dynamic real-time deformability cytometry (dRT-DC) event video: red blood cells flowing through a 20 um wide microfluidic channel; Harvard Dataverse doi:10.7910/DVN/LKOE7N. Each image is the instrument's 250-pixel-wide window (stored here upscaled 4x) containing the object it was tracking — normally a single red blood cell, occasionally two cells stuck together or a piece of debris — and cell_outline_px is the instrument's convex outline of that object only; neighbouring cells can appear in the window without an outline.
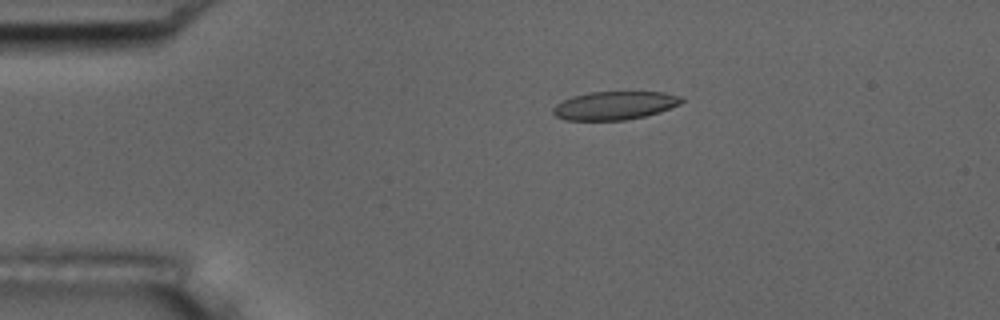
{"species": "common noctule bat (a hibernating species)", "species_latin": "Nyctalus noctula", "temperature_condition": "room temperature", "stored_images_in_passage": 54, "camera_frame_rate_fps": 3000, "um_per_image_px": 0.085, "animal": {"sex": "male", "body_mass_g": 17.5, "forearm_length_mm": 52.3}, "frame": {"image": 1, "passage_image": 11, "time_ms": 3.333, "image_size_px": [1000, 320], "cell_outline_px": [[684, 100], [680, 104], [660, 112], [644, 116], [624, 120], [564, 120], [556, 116], [552, 112], [552, 108], [556, 104], [572, 96], [588, 92], [664, 92], [680, 96]], "centroid_in_image_um": [52.23, 8.97], "position_along_channel_um": 32.8, "area_um2": 21.21}}
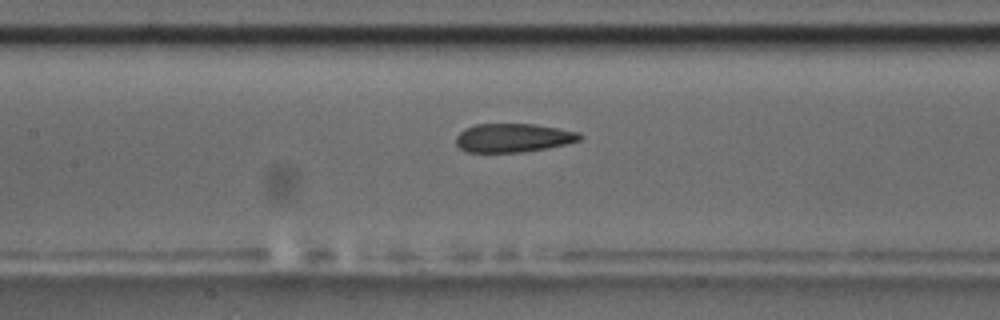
{"frame": {"image": 2, "passage_image": 25, "time_ms": 8.0, "image_size_px": [1000, 320], "cell_outline_px": [[584, 136], [580, 140], [568, 144], [548, 148], [524, 152], [468, 152], [460, 148], [456, 144], [456, 136], [464, 128], [476, 124], [536, 124], [580, 132]], "centroid_in_image_um": [43.65, 11.71], "position_along_channel_um": 163.7, "area_um2": 20.92}, "authors_computed_cell_mechanics": {"area_um2": 21.8484, "velocity_mm_per_s": 3.7686, "shape_relaxation_time_tau1_ms": null, "shape_relaxation_time_tau2_ms": 2.3319, "deformation_change_tau1": null, "deformation_change_tau2": 0.0924}}